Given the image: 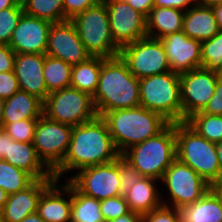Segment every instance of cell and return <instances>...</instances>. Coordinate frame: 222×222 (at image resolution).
I'll use <instances>...</instances> for the list:
<instances>
[{"instance_id": "6da1fadb", "label": "cell", "mask_w": 222, "mask_h": 222, "mask_svg": "<svg viewBox=\"0 0 222 222\" xmlns=\"http://www.w3.org/2000/svg\"><path fill=\"white\" fill-rule=\"evenodd\" d=\"M121 154L110 135L107 122L102 116L73 126L71 140L63 161L52 171L53 177L61 181L63 173L107 164Z\"/></svg>"}, {"instance_id": "7a4b0ae2", "label": "cell", "mask_w": 222, "mask_h": 222, "mask_svg": "<svg viewBox=\"0 0 222 222\" xmlns=\"http://www.w3.org/2000/svg\"><path fill=\"white\" fill-rule=\"evenodd\" d=\"M92 98L97 115L102 117L113 110L137 107L140 105L139 79L120 56L105 58Z\"/></svg>"}, {"instance_id": "3957f363", "label": "cell", "mask_w": 222, "mask_h": 222, "mask_svg": "<svg viewBox=\"0 0 222 222\" xmlns=\"http://www.w3.org/2000/svg\"><path fill=\"white\" fill-rule=\"evenodd\" d=\"M103 118L121 155L130 147L157 135L170 123L161 114L141 105L107 112Z\"/></svg>"}, {"instance_id": "277c9868", "label": "cell", "mask_w": 222, "mask_h": 222, "mask_svg": "<svg viewBox=\"0 0 222 222\" xmlns=\"http://www.w3.org/2000/svg\"><path fill=\"white\" fill-rule=\"evenodd\" d=\"M122 156L142 175L161 180L177 159L175 123H169L157 135L126 150Z\"/></svg>"}, {"instance_id": "5b68a950", "label": "cell", "mask_w": 222, "mask_h": 222, "mask_svg": "<svg viewBox=\"0 0 222 222\" xmlns=\"http://www.w3.org/2000/svg\"><path fill=\"white\" fill-rule=\"evenodd\" d=\"M177 159L190 166L208 184L220 182L216 143L200 136L186 122L175 123Z\"/></svg>"}, {"instance_id": "8992f818", "label": "cell", "mask_w": 222, "mask_h": 222, "mask_svg": "<svg viewBox=\"0 0 222 222\" xmlns=\"http://www.w3.org/2000/svg\"><path fill=\"white\" fill-rule=\"evenodd\" d=\"M140 105L170 123L182 122L180 74L168 71L139 79Z\"/></svg>"}, {"instance_id": "52a82bcc", "label": "cell", "mask_w": 222, "mask_h": 222, "mask_svg": "<svg viewBox=\"0 0 222 222\" xmlns=\"http://www.w3.org/2000/svg\"><path fill=\"white\" fill-rule=\"evenodd\" d=\"M70 20L74 24L81 42L92 57L119 56L120 48L113 40L104 0L76 14Z\"/></svg>"}, {"instance_id": "ba28073f", "label": "cell", "mask_w": 222, "mask_h": 222, "mask_svg": "<svg viewBox=\"0 0 222 222\" xmlns=\"http://www.w3.org/2000/svg\"><path fill=\"white\" fill-rule=\"evenodd\" d=\"M43 115L56 122L77 126L95 118L97 112L89 93L69 86L48 94Z\"/></svg>"}, {"instance_id": "9c48e42d", "label": "cell", "mask_w": 222, "mask_h": 222, "mask_svg": "<svg viewBox=\"0 0 222 222\" xmlns=\"http://www.w3.org/2000/svg\"><path fill=\"white\" fill-rule=\"evenodd\" d=\"M119 56L138 79L171 71L160 39L145 37L120 48Z\"/></svg>"}, {"instance_id": "30bf717a", "label": "cell", "mask_w": 222, "mask_h": 222, "mask_svg": "<svg viewBox=\"0 0 222 222\" xmlns=\"http://www.w3.org/2000/svg\"><path fill=\"white\" fill-rule=\"evenodd\" d=\"M161 182L171 197V205L162 200L164 206L180 209L198 201L212 186L190 166L176 159L165 171Z\"/></svg>"}, {"instance_id": "8fae6325", "label": "cell", "mask_w": 222, "mask_h": 222, "mask_svg": "<svg viewBox=\"0 0 222 222\" xmlns=\"http://www.w3.org/2000/svg\"><path fill=\"white\" fill-rule=\"evenodd\" d=\"M73 126L56 122L42 115L36 124L33 145L38 157L53 171L64 159Z\"/></svg>"}, {"instance_id": "7c38bea8", "label": "cell", "mask_w": 222, "mask_h": 222, "mask_svg": "<svg viewBox=\"0 0 222 222\" xmlns=\"http://www.w3.org/2000/svg\"><path fill=\"white\" fill-rule=\"evenodd\" d=\"M68 181L82 194L104 200L122 195L118 158L110 163L87 167Z\"/></svg>"}, {"instance_id": "4fadbf2b", "label": "cell", "mask_w": 222, "mask_h": 222, "mask_svg": "<svg viewBox=\"0 0 222 222\" xmlns=\"http://www.w3.org/2000/svg\"><path fill=\"white\" fill-rule=\"evenodd\" d=\"M218 72L197 68L180 74L182 122L201 112L215 93Z\"/></svg>"}, {"instance_id": "5bb4252c", "label": "cell", "mask_w": 222, "mask_h": 222, "mask_svg": "<svg viewBox=\"0 0 222 222\" xmlns=\"http://www.w3.org/2000/svg\"><path fill=\"white\" fill-rule=\"evenodd\" d=\"M104 1L109 15L111 34L119 48L147 37V22L143 14L125 1Z\"/></svg>"}, {"instance_id": "9a60e30c", "label": "cell", "mask_w": 222, "mask_h": 222, "mask_svg": "<svg viewBox=\"0 0 222 222\" xmlns=\"http://www.w3.org/2000/svg\"><path fill=\"white\" fill-rule=\"evenodd\" d=\"M46 55L61 59L70 65L82 63L91 57L81 42L74 24L69 19L52 23Z\"/></svg>"}, {"instance_id": "2e32d148", "label": "cell", "mask_w": 222, "mask_h": 222, "mask_svg": "<svg viewBox=\"0 0 222 222\" xmlns=\"http://www.w3.org/2000/svg\"><path fill=\"white\" fill-rule=\"evenodd\" d=\"M0 159L25 170L35 179L54 178L53 172L38 157L33 142L13 140L0 128Z\"/></svg>"}, {"instance_id": "e0dca14e", "label": "cell", "mask_w": 222, "mask_h": 222, "mask_svg": "<svg viewBox=\"0 0 222 222\" xmlns=\"http://www.w3.org/2000/svg\"><path fill=\"white\" fill-rule=\"evenodd\" d=\"M51 25L47 20L24 12L8 46L15 53L46 54Z\"/></svg>"}, {"instance_id": "ac0fdd59", "label": "cell", "mask_w": 222, "mask_h": 222, "mask_svg": "<svg viewBox=\"0 0 222 222\" xmlns=\"http://www.w3.org/2000/svg\"><path fill=\"white\" fill-rule=\"evenodd\" d=\"M172 72L183 73L201 68V42L189 38L183 31L160 39Z\"/></svg>"}, {"instance_id": "d6986e66", "label": "cell", "mask_w": 222, "mask_h": 222, "mask_svg": "<svg viewBox=\"0 0 222 222\" xmlns=\"http://www.w3.org/2000/svg\"><path fill=\"white\" fill-rule=\"evenodd\" d=\"M45 54L16 53L14 57V73L19 89L38 97L43 102L47 91L43 69Z\"/></svg>"}, {"instance_id": "ffe728a7", "label": "cell", "mask_w": 222, "mask_h": 222, "mask_svg": "<svg viewBox=\"0 0 222 222\" xmlns=\"http://www.w3.org/2000/svg\"><path fill=\"white\" fill-rule=\"evenodd\" d=\"M55 178L36 179L22 191L8 195V200L0 210V222H21L26 216L37 212L43 191Z\"/></svg>"}, {"instance_id": "44dd1931", "label": "cell", "mask_w": 222, "mask_h": 222, "mask_svg": "<svg viewBox=\"0 0 222 222\" xmlns=\"http://www.w3.org/2000/svg\"><path fill=\"white\" fill-rule=\"evenodd\" d=\"M59 182L55 179L39 199L37 213L44 222H71L72 184L58 186Z\"/></svg>"}, {"instance_id": "7402d4cb", "label": "cell", "mask_w": 222, "mask_h": 222, "mask_svg": "<svg viewBox=\"0 0 222 222\" xmlns=\"http://www.w3.org/2000/svg\"><path fill=\"white\" fill-rule=\"evenodd\" d=\"M182 31L200 42L214 37L219 28L212 7L196 4L186 10Z\"/></svg>"}, {"instance_id": "603a6c76", "label": "cell", "mask_w": 222, "mask_h": 222, "mask_svg": "<svg viewBox=\"0 0 222 222\" xmlns=\"http://www.w3.org/2000/svg\"><path fill=\"white\" fill-rule=\"evenodd\" d=\"M157 181L159 182L151 177H142L124 194L130 211L143 216L163 205L161 192L155 186Z\"/></svg>"}, {"instance_id": "cb8c5ba5", "label": "cell", "mask_w": 222, "mask_h": 222, "mask_svg": "<svg viewBox=\"0 0 222 222\" xmlns=\"http://www.w3.org/2000/svg\"><path fill=\"white\" fill-rule=\"evenodd\" d=\"M44 102L23 90H18L5 99L1 123H12L25 119H39L43 115Z\"/></svg>"}, {"instance_id": "d4e9b609", "label": "cell", "mask_w": 222, "mask_h": 222, "mask_svg": "<svg viewBox=\"0 0 222 222\" xmlns=\"http://www.w3.org/2000/svg\"><path fill=\"white\" fill-rule=\"evenodd\" d=\"M179 210L181 222H222V200L212 187L198 201Z\"/></svg>"}, {"instance_id": "484cf974", "label": "cell", "mask_w": 222, "mask_h": 222, "mask_svg": "<svg viewBox=\"0 0 222 222\" xmlns=\"http://www.w3.org/2000/svg\"><path fill=\"white\" fill-rule=\"evenodd\" d=\"M185 11L177 8L153 7L146 18L147 37L161 39L182 31Z\"/></svg>"}, {"instance_id": "4316f807", "label": "cell", "mask_w": 222, "mask_h": 222, "mask_svg": "<svg viewBox=\"0 0 222 222\" xmlns=\"http://www.w3.org/2000/svg\"><path fill=\"white\" fill-rule=\"evenodd\" d=\"M103 57H90L87 61L72 65L70 86L93 96L96 92Z\"/></svg>"}, {"instance_id": "83f0119b", "label": "cell", "mask_w": 222, "mask_h": 222, "mask_svg": "<svg viewBox=\"0 0 222 222\" xmlns=\"http://www.w3.org/2000/svg\"><path fill=\"white\" fill-rule=\"evenodd\" d=\"M71 222H105L100 200L80 193L72 185Z\"/></svg>"}, {"instance_id": "f1b7e54d", "label": "cell", "mask_w": 222, "mask_h": 222, "mask_svg": "<svg viewBox=\"0 0 222 222\" xmlns=\"http://www.w3.org/2000/svg\"><path fill=\"white\" fill-rule=\"evenodd\" d=\"M72 65L45 54L43 75L49 93L70 86Z\"/></svg>"}, {"instance_id": "f546056e", "label": "cell", "mask_w": 222, "mask_h": 222, "mask_svg": "<svg viewBox=\"0 0 222 222\" xmlns=\"http://www.w3.org/2000/svg\"><path fill=\"white\" fill-rule=\"evenodd\" d=\"M23 11L51 23L66 21L63 0H21Z\"/></svg>"}, {"instance_id": "4dcf8cb0", "label": "cell", "mask_w": 222, "mask_h": 222, "mask_svg": "<svg viewBox=\"0 0 222 222\" xmlns=\"http://www.w3.org/2000/svg\"><path fill=\"white\" fill-rule=\"evenodd\" d=\"M35 180L36 179L25 170L0 159V188L8 194L26 189Z\"/></svg>"}, {"instance_id": "1f68e13d", "label": "cell", "mask_w": 222, "mask_h": 222, "mask_svg": "<svg viewBox=\"0 0 222 222\" xmlns=\"http://www.w3.org/2000/svg\"><path fill=\"white\" fill-rule=\"evenodd\" d=\"M185 122L208 141L213 143L222 141V115L197 112Z\"/></svg>"}, {"instance_id": "d6a6232c", "label": "cell", "mask_w": 222, "mask_h": 222, "mask_svg": "<svg viewBox=\"0 0 222 222\" xmlns=\"http://www.w3.org/2000/svg\"><path fill=\"white\" fill-rule=\"evenodd\" d=\"M201 67L215 72L222 69V30L201 42Z\"/></svg>"}, {"instance_id": "836d02e7", "label": "cell", "mask_w": 222, "mask_h": 222, "mask_svg": "<svg viewBox=\"0 0 222 222\" xmlns=\"http://www.w3.org/2000/svg\"><path fill=\"white\" fill-rule=\"evenodd\" d=\"M24 13L22 3L0 11V44L9 45L14 29Z\"/></svg>"}, {"instance_id": "e575fe53", "label": "cell", "mask_w": 222, "mask_h": 222, "mask_svg": "<svg viewBox=\"0 0 222 222\" xmlns=\"http://www.w3.org/2000/svg\"><path fill=\"white\" fill-rule=\"evenodd\" d=\"M38 119H25L12 123H1V127L13 140L33 142Z\"/></svg>"}, {"instance_id": "d590c367", "label": "cell", "mask_w": 222, "mask_h": 222, "mask_svg": "<svg viewBox=\"0 0 222 222\" xmlns=\"http://www.w3.org/2000/svg\"><path fill=\"white\" fill-rule=\"evenodd\" d=\"M100 211L103 215L104 221L109 222L129 213L130 209L124 195H120L101 200Z\"/></svg>"}, {"instance_id": "8d00e7d4", "label": "cell", "mask_w": 222, "mask_h": 222, "mask_svg": "<svg viewBox=\"0 0 222 222\" xmlns=\"http://www.w3.org/2000/svg\"><path fill=\"white\" fill-rule=\"evenodd\" d=\"M122 195L131 189L143 176L122 155L118 157Z\"/></svg>"}, {"instance_id": "74e56055", "label": "cell", "mask_w": 222, "mask_h": 222, "mask_svg": "<svg viewBox=\"0 0 222 222\" xmlns=\"http://www.w3.org/2000/svg\"><path fill=\"white\" fill-rule=\"evenodd\" d=\"M142 222H181L180 210L162 205L143 215Z\"/></svg>"}, {"instance_id": "f35d334b", "label": "cell", "mask_w": 222, "mask_h": 222, "mask_svg": "<svg viewBox=\"0 0 222 222\" xmlns=\"http://www.w3.org/2000/svg\"><path fill=\"white\" fill-rule=\"evenodd\" d=\"M19 90L18 80L14 71L0 73V98L7 99Z\"/></svg>"}, {"instance_id": "ab89813d", "label": "cell", "mask_w": 222, "mask_h": 222, "mask_svg": "<svg viewBox=\"0 0 222 222\" xmlns=\"http://www.w3.org/2000/svg\"><path fill=\"white\" fill-rule=\"evenodd\" d=\"M103 0H63L64 16L68 20L76 14L85 11L87 8L95 6Z\"/></svg>"}, {"instance_id": "60d3db41", "label": "cell", "mask_w": 222, "mask_h": 222, "mask_svg": "<svg viewBox=\"0 0 222 222\" xmlns=\"http://www.w3.org/2000/svg\"><path fill=\"white\" fill-rule=\"evenodd\" d=\"M201 112L211 115H222V79L219 77L217 79L215 93Z\"/></svg>"}, {"instance_id": "b9f144b4", "label": "cell", "mask_w": 222, "mask_h": 222, "mask_svg": "<svg viewBox=\"0 0 222 222\" xmlns=\"http://www.w3.org/2000/svg\"><path fill=\"white\" fill-rule=\"evenodd\" d=\"M15 52L6 44H0V73L14 70Z\"/></svg>"}, {"instance_id": "7bdbcfd3", "label": "cell", "mask_w": 222, "mask_h": 222, "mask_svg": "<svg viewBox=\"0 0 222 222\" xmlns=\"http://www.w3.org/2000/svg\"><path fill=\"white\" fill-rule=\"evenodd\" d=\"M196 4V0H154V7L177 8L183 11Z\"/></svg>"}, {"instance_id": "ee69618b", "label": "cell", "mask_w": 222, "mask_h": 222, "mask_svg": "<svg viewBox=\"0 0 222 222\" xmlns=\"http://www.w3.org/2000/svg\"><path fill=\"white\" fill-rule=\"evenodd\" d=\"M127 2L136 11L143 14L146 18L154 7V0H121Z\"/></svg>"}, {"instance_id": "f6af8a7d", "label": "cell", "mask_w": 222, "mask_h": 222, "mask_svg": "<svg viewBox=\"0 0 222 222\" xmlns=\"http://www.w3.org/2000/svg\"><path fill=\"white\" fill-rule=\"evenodd\" d=\"M109 222H142V216L140 214L130 211L129 213Z\"/></svg>"}, {"instance_id": "bcb514c9", "label": "cell", "mask_w": 222, "mask_h": 222, "mask_svg": "<svg viewBox=\"0 0 222 222\" xmlns=\"http://www.w3.org/2000/svg\"><path fill=\"white\" fill-rule=\"evenodd\" d=\"M216 22L219 30H222V4H218L212 7Z\"/></svg>"}, {"instance_id": "7dc6e473", "label": "cell", "mask_w": 222, "mask_h": 222, "mask_svg": "<svg viewBox=\"0 0 222 222\" xmlns=\"http://www.w3.org/2000/svg\"><path fill=\"white\" fill-rule=\"evenodd\" d=\"M21 0H0V11L6 8L16 7Z\"/></svg>"}, {"instance_id": "c3c4849f", "label": "cell", "mask_w": 222, "mask_h": 222, "mask_svg": "<svg viewBox=\"0 0 222 222\" xmlns=\"http://www.w3.org/2000/svg\"><path fill=\"white\" fill-rule=\"evenodd\" d=\"M217 157L220 167V181L222 180V141L216 143Z\"/></svg>"}, {"instance_id": "681fc988", "label": "cell", "mask_w": 222, "mask_h": 222, "mask_svg": "<svg viewBox=\"0 0 222 222\" xmlns=\"http://www.w3.org/2000/svg\"><path fill=\"white\" fill-rule=\"evenodd\" d=\"M21 222H44L37 212L26 216Z\"/></svg>"}, {"instance_id": "f907efd6", "label": "cell", "mask_w": 222, "mask_h": 222, "mask_svg": "<svg viewBox=\"0 0 222 222\" xmlns=\"http://www.w3.org/2000/svg\"><path fill=\"white\" fill-rule=\"evenodd\" d=\"M196 2L199 5L209 6V7L222 4V0H196Z\"/></svg>"}, {"instance_id": "816d5d0a", "label": "cell", "mask_w": 222, "mask_h": 222, "mask_svg": "<svg viewBox=\"0 0 222 222\" xmlns=\"http://www.w3.org/2000/svg\"><path fill=\"white\" fill-rule=\"evenodd\" d=\"M8 193L0 188V210L4 207L8 200Z\"/></svg>"}, {"instance_id": "f5cc1de1", "label": "cell", "mask_w": 222, "mask_h": 222, "mask_svg": "<svg viewBox=\"0 0 222 222\" xmlns=\"http://www.w3.org/2000/svg\"><path fill=\"white\" fill-rule=\"evenodd\" d=\"M212 188L217 192V194L220 196L222 200V180L214 184Z\"/></svg>"}, {"instance_id": "db71d44e", "label": "cell", "mask_w": 222, "mask_h": 222, "mask_svg": "<svg viewBox=\"0 0 222 222\" xmlns=\"http://www.w3.org/2000/svg\"><path fill=\"white\" fill-rule=\"evenodd\" d=\"M4 102H5V100L0 98V127H1V121L3 118Z\"/></svg>"}, {"instance_id": "11a10c76", "label": "cell", "mask_w": 222, "mask_h": 222, "mask_svg": "<svg viewBox=\"0 0 222 222\" xmlns=\"http://www.w3.org/2000/svg\"><path fill=\"white\" fill-rule=\"evenodd\" d=\"M219 78L222 79V69L218 72Z\"/></svg>"}]
</instances>
